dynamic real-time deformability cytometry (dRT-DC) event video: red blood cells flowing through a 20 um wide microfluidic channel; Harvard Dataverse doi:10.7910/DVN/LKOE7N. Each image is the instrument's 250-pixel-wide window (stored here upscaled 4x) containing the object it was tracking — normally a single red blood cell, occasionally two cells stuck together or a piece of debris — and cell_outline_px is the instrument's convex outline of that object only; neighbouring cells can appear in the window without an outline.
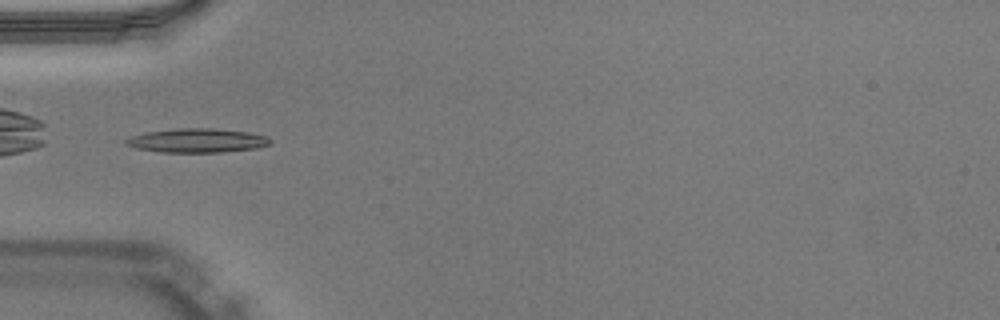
{"species": "Egyptian fruit bat (a non-hibernating species)", "species_latin": "Rousettus aegyptiacus", "temperature_condition": "warm", "stored_images_in_passage": 31, "camera_frame_rate_fps": 3000, "um_per_image_px": 0.085, "animal": {"sex": "male"}, "frame": {"image": 1, "passage_image": 1, "time_ms": 0.0, "image_size_px": [1000, 320], "cell_outline_px": [[272, 144], [256, 148], [220, 152], [160, 152], [136, 148], [124, 144], [124, 140], [132, 136], [148, 132], [176, 128], [216, 128], [248, 132], [268, 136], [272, 140]], "centroid_in_image_um": [16.79, 11.94], "position_along_channel_um": 68.2, "area_um2": 20.29}, "authors_computed_cell_mechanics": {"area_um2": 19.1318, "velocity_mm_per_s": 4.0226, "shape_relaxation_time_tau1_ms": null, "shape_relaxation_time_tau2_ms": 2.3717, "deformation_change_tau1": null, "deformation_change_tau2": 0.1153}}